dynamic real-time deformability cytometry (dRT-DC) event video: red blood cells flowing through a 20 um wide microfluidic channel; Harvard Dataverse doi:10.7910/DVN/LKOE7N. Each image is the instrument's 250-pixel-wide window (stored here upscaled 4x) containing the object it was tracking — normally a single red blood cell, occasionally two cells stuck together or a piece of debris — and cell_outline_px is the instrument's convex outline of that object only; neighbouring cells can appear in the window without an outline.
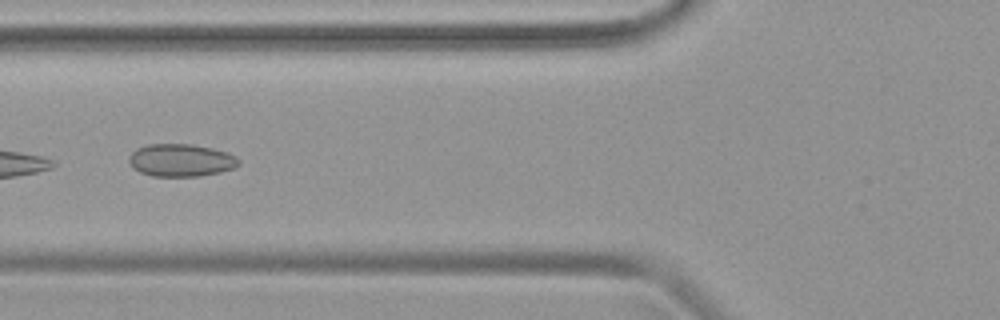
{"species": "common noctule bat (a hibernating species)", "species_latin": "Nyctalus noctula", "temperature_condition": "warm", "stored_images_in_passage": 21, "camera_frame_rate_fps": 3000, "um_per_image_px": 0.085, "animal": {"sex": "female", "body_mass_g": 19.9}, "frame": {"image": 1, "passage_image": 4, "time_ms": 1.0, "image_size_px": [1000, 320], "cell_outline_px": [[240, 164], [232, 168], [220, 172], [200, 176], [152, 176], [140, 172], [132, 168], [128, 160], [128, 156], [136, 148], [148, 144], [192, 144], [212, 148], [228, 152], [236, 156], [240, 160]], "centroid_in_image_um": [15.37, 13.61], "position_along_channel_um": 110.4, "area_um2": 21.04}}